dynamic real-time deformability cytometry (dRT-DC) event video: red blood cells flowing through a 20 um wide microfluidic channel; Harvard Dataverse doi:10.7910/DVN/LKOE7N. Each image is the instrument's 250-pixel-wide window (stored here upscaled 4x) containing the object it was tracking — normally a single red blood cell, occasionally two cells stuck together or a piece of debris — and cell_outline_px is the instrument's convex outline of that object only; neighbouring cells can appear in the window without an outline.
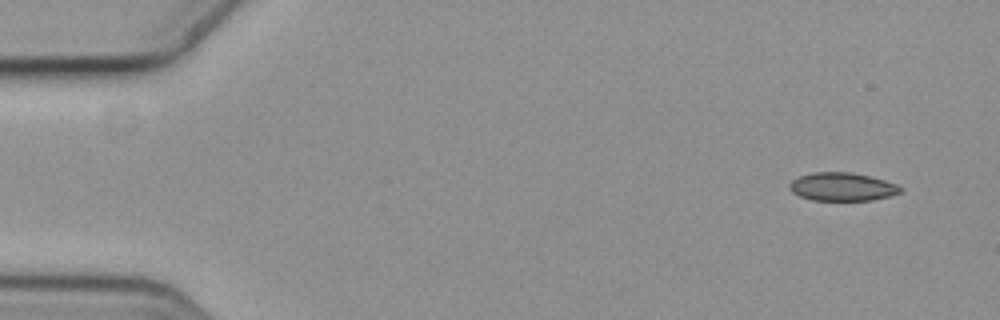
{"species": "common noctule bat (a hibernating species)", "species_latin": "Nyctalus noctula", "temperature_condition": "cold", "stored_images_in_passage": 6, "camera_frame_rate_fps": 3000, "um_per_image_px": 0.085, "animal": {"sex": "female", "body_mass_g": 19.3, "forearm_length_mm": 54.1}, "frame": {"image": 1, "passage_image": 1, "time_ms": 0.0, "image_size_px": [1000, 320], "cell_outline_px": [[904, 188], [900, 192], [888, 196], [872, 200], [812, 200], [800, 196], [792, 192], [788, 188], [788, 184], [792, 180], [800, 176], [812, 172], [848, 172], [868, 176], [884, 180], [896, 184]], "centroid_in_image_um": [71.55, 15.87], "position_along_channel_um": 13.4, "area_um2": 18.15}}
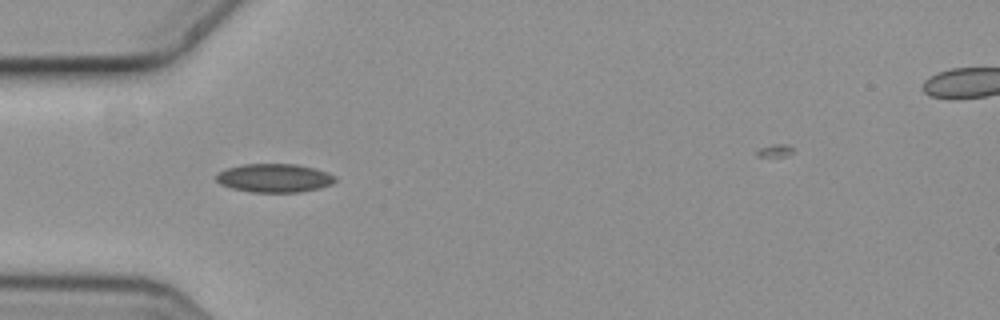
{"frame": {"image": 2, "passage_image": 5, "time_ms": 1.333, "image_size_px": [1000, 320], "cell_outline_px": [[336, 180], [332, 184], [320, 188], [300, 192], [248, 192], [232, 188], [220, 184], [216, 180], [216, 172], [228, 168], [244, 164], [296, 164], [316, 168], [328, 172], [336, 176]], "centroid_in_image_um": [23.33, 15.13], "position_along_channel_um": 61.7, "area_um2": 20.0}}
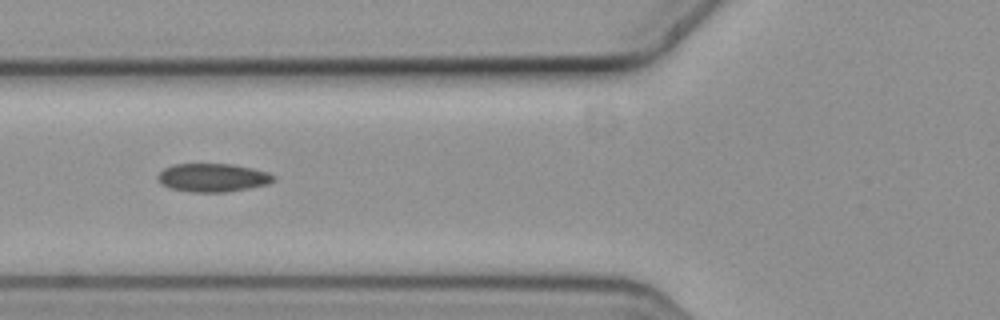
{"frame": {"image": 3, "passage_image": 6, "time_ms": 1.667, "image_size_px": [1000, 320], "cell_outline_px": [[276, 180], [268, 184], [248, 188], [224, 192], [192, 192], [168, 188], [160, 184], [156, 176], [164, 168], [172, 164], [232, 164], [252, 168], [268, 172], [276, 176]], "centroid_in_image_um": [18.07, 15.1], "position_along_channel_um": 107.7, "area_um2": 19.31}}